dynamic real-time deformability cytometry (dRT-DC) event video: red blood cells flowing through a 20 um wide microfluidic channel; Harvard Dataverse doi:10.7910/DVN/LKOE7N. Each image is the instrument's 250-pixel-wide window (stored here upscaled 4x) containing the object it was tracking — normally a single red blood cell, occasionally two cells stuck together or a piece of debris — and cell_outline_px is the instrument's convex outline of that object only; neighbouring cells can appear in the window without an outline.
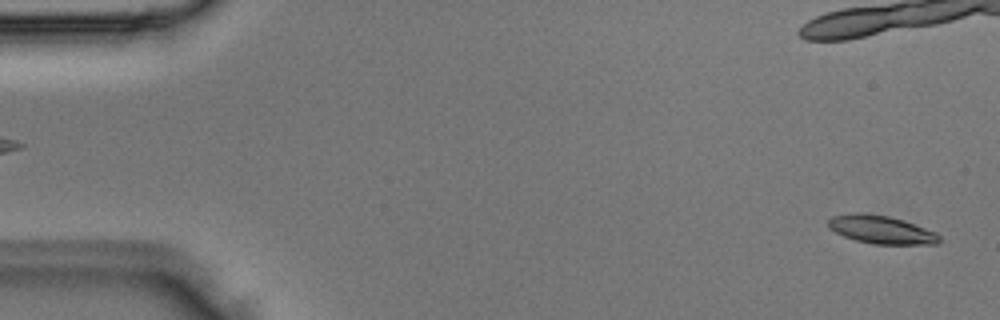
{"species": "Egyptian fruit bat (a non-hibernating species)", "species_latin": "Rousettus aegyptiacus", "temperature_condition": "room temperature", "stored_images_in_passage": 4, "camera_frame_rate_fps": 3000, "um_per_image_px": 0.085, "animal": {"sex": "male"}, "frame": {"image": 1, "passage_image": 4, "time_ms": 1.0, "image_size_px": [1000, 320], "cell_outline_px": [[940, 240], [936, 244], [872, 244], [856, 240], [844, 236], [828, 228], [828, 220], [832, 216], [856, 212], [864, 212], [888, 216], [904, 220], [936, 232], [940, 236]], "centroid_in_image_um": [74.89, 19.51], "position_along_channel_um": 10.1, "area_um2": 18.26}}